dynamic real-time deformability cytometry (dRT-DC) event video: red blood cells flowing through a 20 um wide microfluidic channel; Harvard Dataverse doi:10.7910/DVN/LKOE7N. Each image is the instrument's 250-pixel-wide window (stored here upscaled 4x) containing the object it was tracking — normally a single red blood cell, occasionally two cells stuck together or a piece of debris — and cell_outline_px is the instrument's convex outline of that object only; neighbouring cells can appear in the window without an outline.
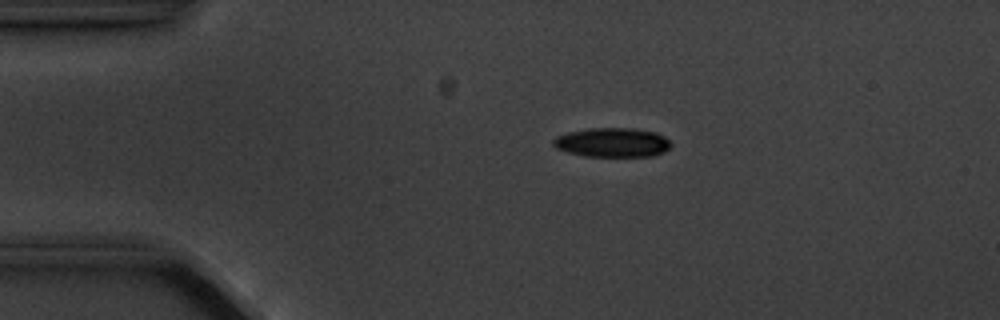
{"species": "common noctule bat (a hibernating species)", "species_latin": "Nyctalus noctula", "temperature_condition": "cold", "stored_images_in_passage": 4, "camera_frame_rate_fps": 3000, "um_per_image_px": 0.085, "animal": {"sex": "male", "body_mass_g": 20.1, "forearm_length_mm": 53.5}, "frame": {"image": 1, "passage_image": 4, "time_ms": 4.667, "image_size_px": [1000, 320], "cell_outline_px": [[672, 144], [664, 152], [652, 156], [584, 156], [568, 152], [556, 148], [552, 144], [552, 140], [556, 136], [568, 132], [588, 128], [632, 128], [656, 132], [664, 136]], "centroid_in_image_um": [52.03, 12.1], "position_along_channel_um": 33.0, "area_um2": 20.11}}